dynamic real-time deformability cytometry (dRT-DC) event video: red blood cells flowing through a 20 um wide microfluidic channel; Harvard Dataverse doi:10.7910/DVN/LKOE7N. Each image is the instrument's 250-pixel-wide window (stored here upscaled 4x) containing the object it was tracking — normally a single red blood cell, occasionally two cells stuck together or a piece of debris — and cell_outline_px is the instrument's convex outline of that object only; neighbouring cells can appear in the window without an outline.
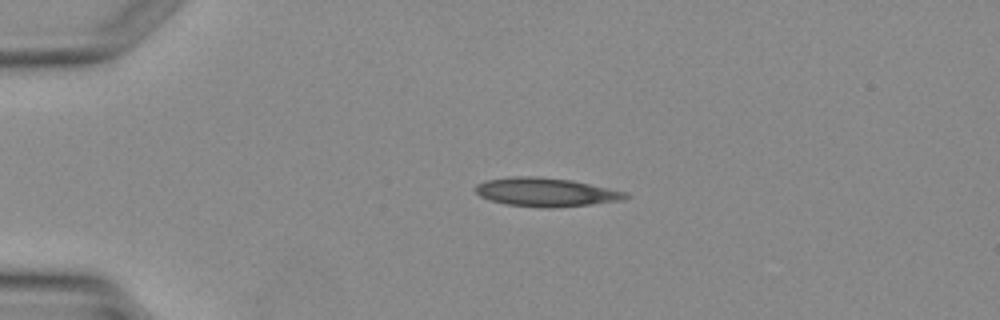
{"species": "Egyptian fruit bat (a non-hibernating species)", "species_latin": "Rousettus aegyptiacus", "temperature_condition": "warm", "stored_images_in_passage": 3, "camera_frame_rate_fps": 3000, "um_per_image_px": 0.085, "animal": {"sex": "female"}, "frame": {"image": 1, "passage_image": 1, "time_ms": 0.0, "image_size_px": [1000, 320], "cell_outline_px": [[632, 196], [624, 200], [592, 204], [548, 208], [540, 208], [504, 204], [488, 200], [480, 196], [476, 192], [476, 184], [484, 180], [512, 176], [536, 176], [572, 180], [628, 192]], "centroid_in_image_um": [46.41, 16.33], "position_along_channel_um": 38.6, "area_um2": 25.43}}
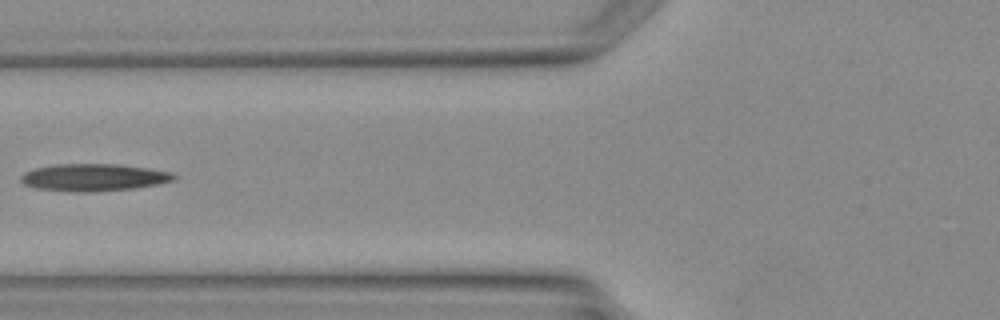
{"frame": {"image": 2, "passage_image": 3, "time_ms": 2.333, "image_size_px": [1000, 320], "cell_outline_px": [[176, 180], [160, 184], [132, 188], [92, 192], [84, 192], [36, 188], [24, 184], [20, 180], [20, 176], [24, 172], [36, 168], [56, 164], [116, 164], [148, 168], [172, 172], [176, 176]], "centroid_in_image_um": [7.99, 15.07], "position_along_channel_um": 117.8, "area_um2": 24.22}}